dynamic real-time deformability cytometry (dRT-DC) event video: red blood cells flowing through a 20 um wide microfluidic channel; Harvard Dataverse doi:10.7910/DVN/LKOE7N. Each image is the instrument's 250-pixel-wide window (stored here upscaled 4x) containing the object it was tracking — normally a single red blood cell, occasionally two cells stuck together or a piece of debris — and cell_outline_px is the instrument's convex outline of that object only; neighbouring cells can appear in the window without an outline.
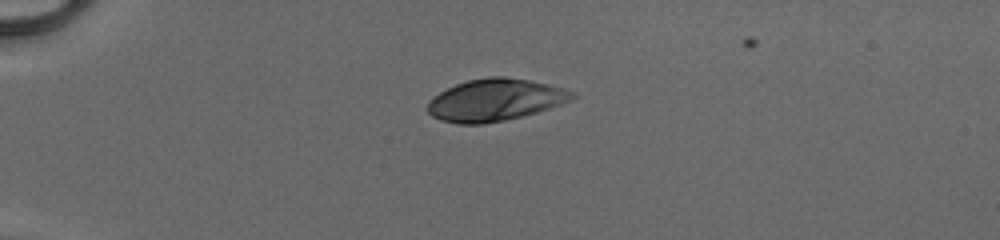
{"species": "human", "species_latin": "Homo sapiens", "temperature_condition": "cold", "stored_images_in_passage": 38, "camera_frame_rate_fps": 3000, "um_per_image_px": 0.085, "donor": {"sex": "male"}, "frame": {"image": 1, "passage_image": 1, "time_ms": 0.0, "image_size_px": [1000, 240], "cell_outline_px": [[576, 96], [560, 104], [536, 112], [504, 120], [484, 124], [456, 124], [440, 120], [432, 116], [428, 112], [428, 100], [432, 96], [456, 84], [468, 80], [488, 76], [504, 76], [528, 80], [564, 88], [576, 92]], "centroid_in_image_um": [42.04, 8.49], "position_along_channel_um": 43.0, "area_um2": 35.26}}
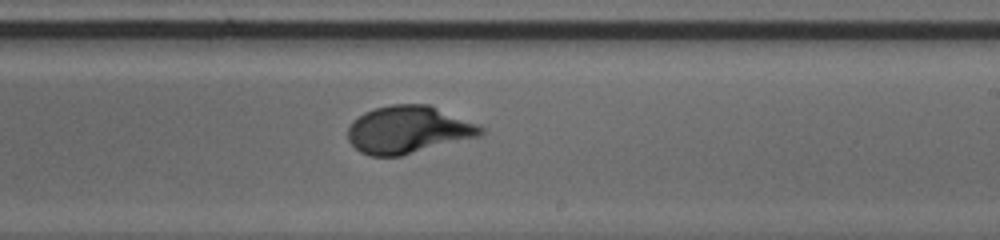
{"frame": {"image": 2, "passage_image": 20, "time_ms": 6.333, "image_size_px": [1000, 240], "cell_outline_px": [[484, 132], [480, 136], [400, 156], [368, 156], [360, 152], [348, 140], [348, 128], [352, 120], [364, 112], [376, 108], [392, 104], [428, 104], [476, 124], [484, 128]], "centroid_in_image_um": [34.66, 11.03], "position_along_channel_um": 254.3, "area_um2": 36.59}}
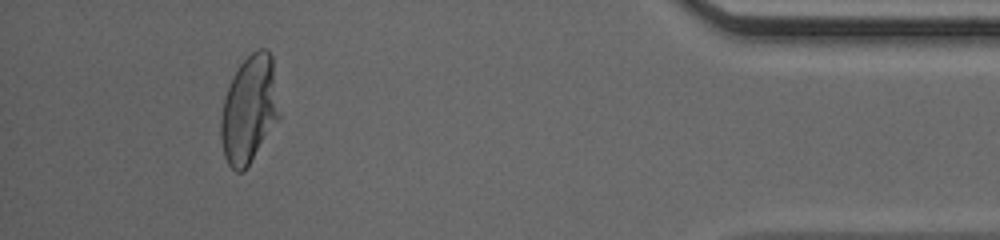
{"frame": {"image": 3, "passage_image": 35, "time_ms": 11.333, "image_size_px": [1000, 240], "cell_outline_px": [[280, 116], [244, 172], [236, 172], [228, 164], [224, 156], [220, 136], [220, 120], [224, 100], [232, 76], [240, 64], [252, 52], [260, 48], [268, 48], [272, 56], [280, 112]], "centroid_in_image_um": [21.18, 9.3], "position_along_channel_um": 414.0, "area_um2": 36.59}, "authors_computed_cell_mechanics": {"area_um2": 35.9516, "velocity_mm_per_s": 4.1038, "shape_relaxation_time_tau1_ms": 2.8982, "shape_relaxation_time_tau2_ms": null, "deformation_change_tau1": 0.186, "deformation_change_tau2": null}}